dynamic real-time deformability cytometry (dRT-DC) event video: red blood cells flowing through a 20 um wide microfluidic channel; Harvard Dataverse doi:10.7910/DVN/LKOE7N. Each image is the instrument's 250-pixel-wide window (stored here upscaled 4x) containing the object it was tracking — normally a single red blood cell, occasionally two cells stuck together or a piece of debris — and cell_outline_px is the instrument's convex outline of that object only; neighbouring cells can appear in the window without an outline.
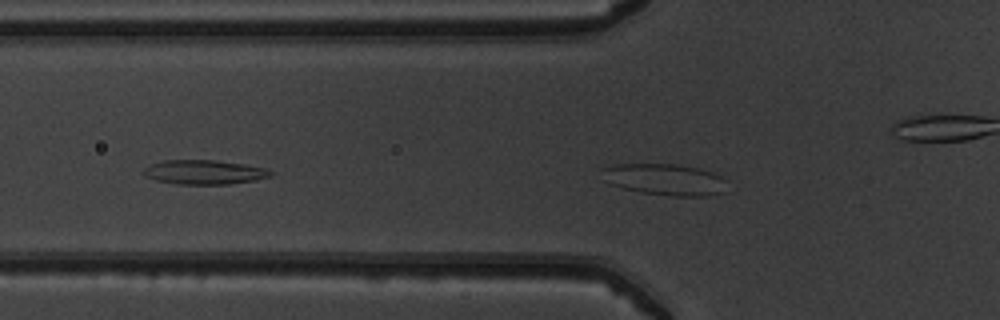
{"species": "common noctule bat (a hibernating species)", "species_latin": "Nyctalus noctula", "temperature_condition": "warm", "stored_images_in_passage": 37, "camera_frame_rate_fps": 3000, "um_per_image_px": 0.085, "animal": {"sex": "male", "body_mass_g": 19.5, "forearm_length_mm": 54.6}, "frame": {"image": 1, "passage_image": 5, "time_ms": 1.333, "image_size_px": [1000, 320], "cell_outline_px": [[728, 180], [724, 192], [708, 196], [672, 196], [640, 192], [624, 188], [612, 184], [604, 180], [604, 168], [616, 164], [680, 164], [712, 172]], "centroid_in_image_um": [56.58, 15.26], "position_along_channel_um": 69.2, "area_um2": 22.83}}
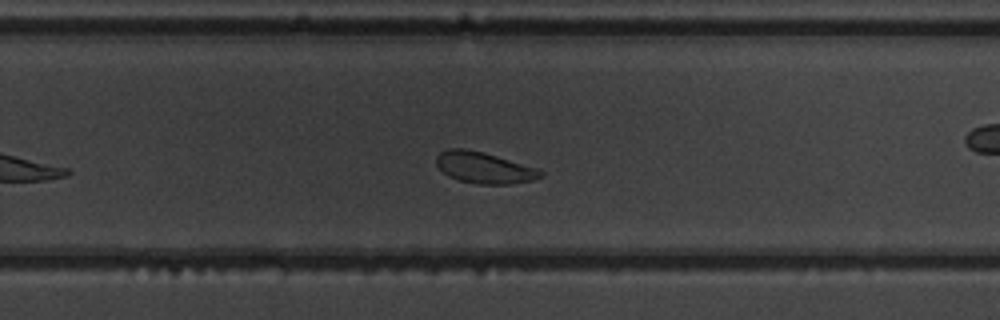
{"frame": {"image": 2, "passage_image": 22, "time_ms": 7.0, "image_size_px": [1000, 320], "cell_outline_px": [[544, 176], [532, 180], [512, 184], [476, 184], [460, 180], [448, 176], [436, 164], [436, 156], [440, 152], [448, 148], [464, 148], [496, 156], [536, 168], [544, 172]], "centroid_in_image_um": [41.14, 14.26], "position_along_channel_um": 288.7, "area_um2": 18.79}}
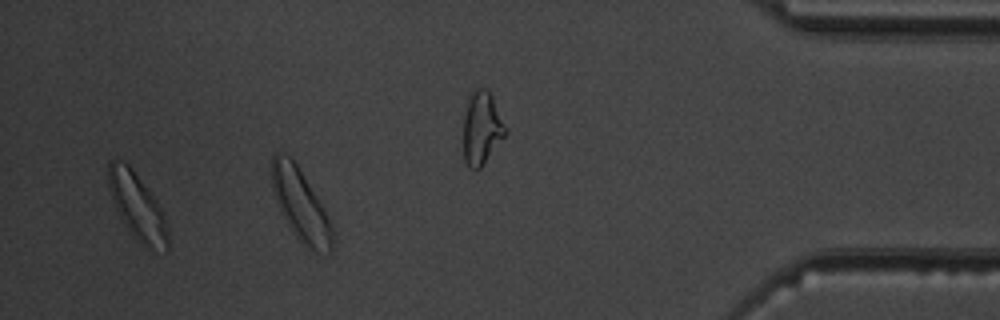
{"frame": {"image": 3, "passage_image": 35, "time_ms": 11.333, "image_size_px": [1000, 320], "cell_outline_px": [[168, 252], [144, 248], [124, 224], [112, 200], [108, 188], [108, 160], [116, 156], [124, 160], [132, 168], [156, 200], [168, 224]], "centroid_in_image_um": [11.65, 17.53], "position_along_channel_um": 423.5, "area_um2": 23.41}, "authors_computed_cell_mechanics": {"area_um2": 19.5364, "velocity_mm_per_s": 3.8917, "shape_relaxation_time_tau1_ms": 4.4412, "shape_relaxation_time_tau2_ms": 1.1699, "deformation_change_tau1": 0.1227, "deformation_change_tau2": 0.0669}}